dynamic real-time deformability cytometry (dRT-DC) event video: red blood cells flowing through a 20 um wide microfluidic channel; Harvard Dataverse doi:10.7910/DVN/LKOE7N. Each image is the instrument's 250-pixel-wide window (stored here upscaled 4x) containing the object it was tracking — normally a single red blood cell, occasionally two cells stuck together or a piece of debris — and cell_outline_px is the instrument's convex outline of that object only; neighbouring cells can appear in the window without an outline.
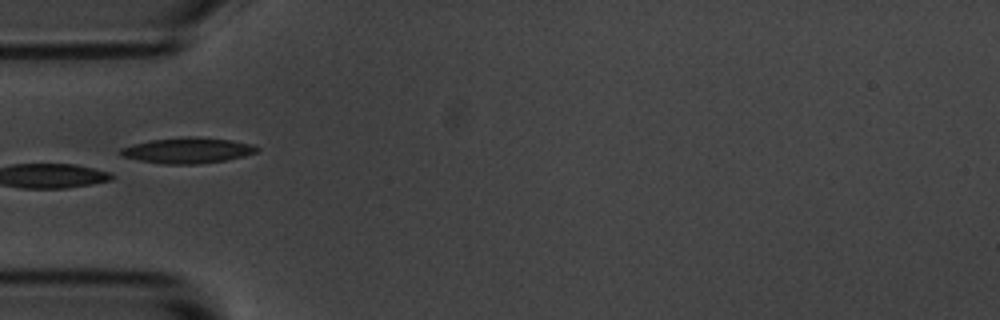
{"species": "common noctule bat (a hibernating species)", "species_latin": "Nyctalus noctula", "temperature_condition": "room temperature", "stored_images_in_passage": 8, "camera_frame_rate_fps": 3000, "um_per_image_px": 0.085, "animal": {"sex": "male", "body_mass_g": 20.1, "forearm_length_mm": 53.5}, "frame": {"image": 1, "passage_image": 5, "time_ms": 4.667, "image_size_px": [1000, 320], "cell_outline_px": [[260, 152], [244, 156], [224, 160], [196, 164], [164, 164], [140, 160], [124, 156], [120, 152], [120, 148], [152, 140], [188, 136], [192, 136], [232, 140], [252, 144], [260, 148]], "centroid_in_image_um": [16.03, 12.78], "position_along_channel_um": 69.0, "area_um2": 20.17}}
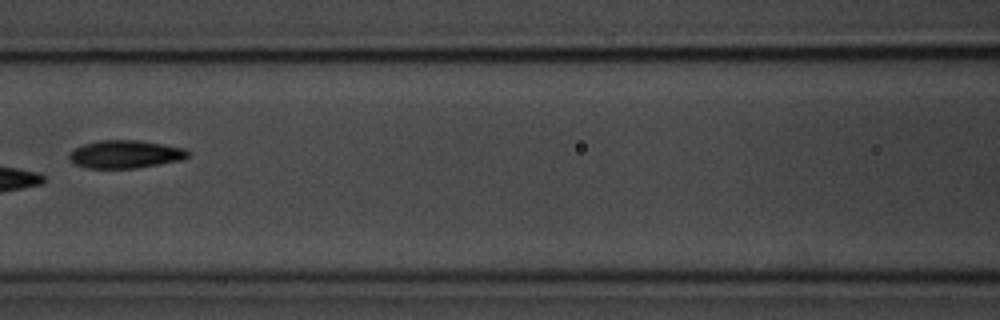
{"frame": {"image": 2, "passage_image": 7, "time_ms": 7.0, "image_size_px": [1000, 320], "cell_outline_px": [[188, 156], [184, 160], [136, 168], [88, 168], [76, 164], [68, 160], [68, 152], [72, 148], [84, 144], [100, 140], [140, 140], [164, 144], [184, 148], [188, 152]], "centroid_in_image_um": [10.62, 13.1], "position_along_channel_um": 156.0, "area_um2": 19.54}}
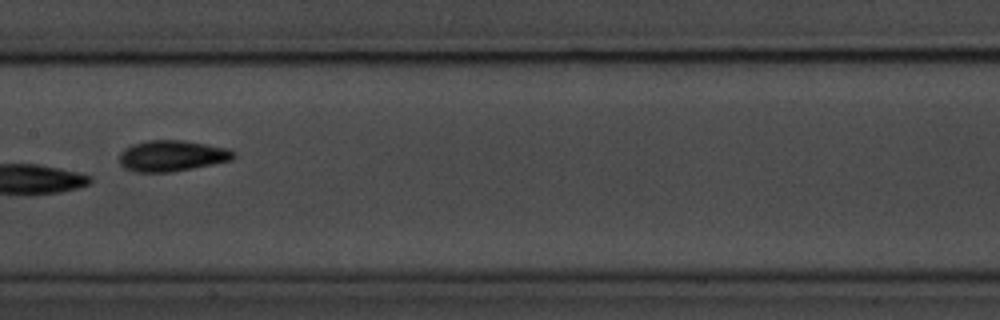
{"frame": {"image": 3, "passage_image": 8, "time_ms": 8.0, "image_size_px": [1000, 320], "cell_outline_px": [[236, 156], [232, 160], [172, 172], [136, 172], [124, 168], [120, 164], [120, 152], [124, 148], [132, 144], [148, 140], [184, 140], [208, 144], [228, 148], [236, 152]], "centroid_in_image_um": [14.62, 13.24], "position_along_channel_um": 192.8, "area_um2": 20.81}}